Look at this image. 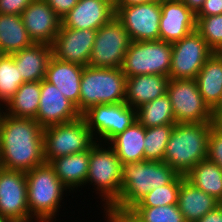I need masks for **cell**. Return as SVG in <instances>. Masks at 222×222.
Segmentation results:
<instances>
[{
  "label": "cell",
  "instance_id": "5",
  "mask_svg": "<svg viewBox=\"0 0 222 222\" xmlns=\"http://www.w3.org/2000/svg\"><path fill=\"white\" fill-rule=\"evenodd\" d=\"M127 77L122 68L85 66L80 83L79 113L98 104L124 103Z\"/></svg>",
  "mask_w": 222,
  "mask_h": 222
},
{
  "label": "cell",
  "instance_id": "36",
  "mask_svg": "<svg viewBox=\"0 0 222 222\" xmlns=\"http://www.w3.org/2000/svg\"><path fill=\"white\" fill-rule=\"evenodd\" d=\"M207 159L222 169V134L212 127L208 136Z\"/></svg>",
  "mask_w": 222,
  "mask_h": 222
},
{
  "label": "cell",
  "instance_id": "32",
  "mask_svg": "<svg viewBox=\"0 0 222 222\" xmlns=\"http://www.w3.org/2000/svg\"><path fill=\"white\" fill-rule=\"evenodd\" d=\"M175 124L145 128V160L163 161L166 146Z\"/></svg>",
  "mask_w": 222,
  "mask_h": 222
},
{
  "label": "cell",
  "instance_id": "30",
  "mask_svg": "<svg viewBox=\"0 0 222 222\" xmlns=\"http://www.w3.org/2000/svg\"><path fill=\"white\" fill-rule=\"evenodd\" d=\"M136 119L145 128L176 124L167 93L137 108Z\"/></svg>",
  "mask_w": 222,
  "mask_h": 222
},
{
  "label": "cell",
  "instance_id": "11",
  "mask_svg": "<svg viewBox=\"0 0 222 222\" xmlns=\"http://www.w3.org/2000/svg\"><path fill=\"white\" fill-rule=\"evenodd\" d=\"M167 95L176 123L211 122L212 110L204 102L195 80L169 79Z\"/></svg>",
  "mask_w": 222,
  "mask_h": 222
},
{
  "label": "cell",
  "instance_id": "23",
  "mask_svg": "<svg viewBox=\"0 0 222 222\" xmlns=\"http://www.w3.org/2000/svg\"><path fill=\"white\" fill-rule=\"evenodd\" d=\"M90 149L53 159L49 164L54 168L63 185L73 193L86 185L89 172ZM79 187V188H78ZM72 190V191H71Z\"/></svg>",
  "mask_w": 222,
  "mask_h": 222
},
{
  "label": "cell",
  "instance_id": "7",
  "mask_svg": "<svg viewBox=\"0 0 222 222\" xmlns=\"http://www.w3.org/2000/svg\"><path fill=\"white\" fill-rule=\"evenodd\" d=\"M85 119H78L43 128L44 160L50 163L58 157L89 150L95 143Z\"/></svg>",
  "mask_w": 222,
  "mask_h": 222
},
{
  "label": "cell",
  "instance_id": "39",
  "mask_svg": "<svg viewBox=\"0 0 222 222\" xmlns=\"http://www.w3.org/2000/svg\"><path fill=\"white\" fill-rule=\"evenodd\" d=\"M54 12L62 19L79 0H45Z\"/></svg>",
  "mask_w": 222,
  "mask_h": 222
},
{
  "label": "cell",
  "instance_id": "9",
  "mask_svg": "<svg viewBox=\"0 0 222 222\" xmlns=\"http://www.w3.org/2000/svg\"><path fill=\"white\" fill-rule=\"evenodd\" d=\"M130 43L129 34L122 23L114 17L97 30L88 66L121 68Z\"/></svg>",
  "mask_w": 222,
  "mask_h": 222
},
{
  "label": "cell",
  "instance_id": "40",
  "mask_svg": "<svg viewBox=\"0 0 222 222\" xmlns=\"http://www.w3.org/2000/svg\"><path fill=\"white\" fill-rule=\"evenodd\" d=\"M222 14V0H205L196 18Z\"/></svg>",
  "mask_w": 222,
  "mask_h": 222
},
{
  "label": "cell",
  "instance_id": "15",
  "mask_svg": "<svg viewBox=\"0 0 222 222\" xmlns=\"http://www.w3.org/2000/svg\"><path fill=\"white\" fill-rule=\"evenodd\" d=\"M97 30L71 29L61 25L52 43V56L56 59L87 66Z\"/></svg>",
  "mask_w": 222,
  "mask_h": 222
},
{
  "label": "cell",
  "instance_id": "33",
  "mask_svg": "<svg viewBox=\"0 0 222 222\" xmlns=\"http://www.w3.org/2000/svg\"><path fill=\"white\" fill-rule=\"evenodd\" d=\"M185 175L179 174L170 184L157 187L133 207H155L177 204L178 192Z\"/></svg>",
  "mask_w": 222,
  "mask_h": 222
},
{
  "label": "cell",
  "instance_id": "21",
  "mask_svg": "<svg viewBox=\"0 0 222 222\" xmlns=\"http://www.w3.org/2000/svg\"><path fill=\"white\" fill-rule=\"evenodd\" d=\"M169 77L144 74L128 77L125 102L134 109L167 93Z\"/></svg>",
  "mask_w": 222,
  "mask_h": 222
},
{
  "label": "cell",
  "instance_id": "42",
  "mask_svg": "<svg viewBox=\"0 0 222 222\" xmlns=\"http://www.w3.org/2000/svg\"><path fill=\"white\" fill-rule=\"evenodd\" d=\"M211 127L216 132L222 134V111H212Z\"/></svg>",
  "mask_w": 222,
  "mask_h": 222
},
{
  "label": "cell",
  "instance_id": "45",
  "mask_svg": "<svg viewBox=\"0 0 222 222\" xmlns=\"http://www.w3.org/2000/svg\"><path fill=\"white\" fill-rule=\"evenodd\" d=\"M212 111H222V97L220 102L217 104V106L214 109H212Z\"/></svg>",
  "mask_w": 222,
  "mask_h": 222
},
{
  "label": "cell",
  "instance_id": "24",
  "mask_svg": "<svg viewBox=\"0 0 222 222\" xmlns=\"http://www.w3.org/2000/svg\"><path fill=\"white\" fill-rule=\"evenodd\" d=\"M218 205H220V202L217 199L198 189L186 178L182 180L178 192L177 206L186 222H197Z\"/></svg>",
  "mask_w": 222,
  "mask_h": 222
},
{
  "label": "cell",
  "instance_id": "31",
  "mask_svg": "<svg viewBox=\"0 0 222 222\" xmlns=\"http://www.w3.org/2000/svg\"><path fill=\"white\" fill-rule=\"evenodd\" d=\"M24 83L12 55L4 54L0 59V107L10 100Z\"/></svg>",
  "mask_w": 222,
  "mask_h": 222
},
{
  "label": "cell",
  "instance_id": "20",
  "mask_svg": "<svg viewBox=\"0 0 222 222\" xmlns=\"http://www.w3.org/2000/svg\"><path fill=\"white\" fill-rule=\"evenodd\" d=\"M84 66L51 57L44 80L55 85L79 112L80 83Z\"/></svg>",
  "mask_w": 222,
  "mask_h": 222
},
{
  "label": "cell",
  "instance_id": "19",
  "mask_svg": "<svg viewBox=\"0 0 222 222\" xmlns=\"http://www.w3.org/2000/svg\"><path fill=\"white\" fill-rule=\"evenodd\" d=\"M115 15L113 0H79L62 18V26L71 29L98 30Z\"/></svg>",
  "mask_w": 222,
  "mask_h": 222
},
{
  "label": "cell",
  "instance_id": "4",
  "mask_svg": "<svg viewBox=\"0 0 222 222\" xmlns=\"http://www.w3.org/2000/svg\"><path fill=\"white\" fill-rule=\"evenodd\" d=\"M27 202L35 222H56L64 193L69 190L57 177L54 168L44 163L26 172ZM57 215V216H56Z\"/></svg>",
  "mask_w": 222,
  "mask_h": 222
},
{
  "label": "cell",
  "instance_id": "29",
  "mask_svg": "<svg viewBox=\"0 0 222 222\" xmlns=\"http://www.w3.org/2000/svg\"><path fill=\"white\" fill-rule=\"evenodd\" d=\"M185 178L206 194L222 202V169L208 159L194 166Z\"/></svg>",
  "mask_w": 222,
  "mask_h": 222
},
{
  "label": "cell",
  "instance_id": "41",
  "mask_svg": "<svg viewBox=\"0 0 222 222\" xmlns=\"http://www.w3.org/2000/svg\"><path fill=\"white\" fill-rule=\"evenodd\" d=\"M197 222H222V205H218L215 209L206 213Z\"/></svg>",
  "mask_w": 222,
  "mask_h": 222
},
{
  "label": "cell",
  "instance_id": "43",
  "mask_svg": "<svg viewBox=\"0 0 222 222\" xmlns=\"http://www.w3.org/2000/svg\"><path fill=\"white\" fill-rule=\"evenodd\" d=\"M162 0H113L114 6H130L146 3L161 2Z\"/></svg>",
  "mask_w": 222,
  "mask_h": 222
},
{
  "label": "cell",
  "instance_id": "14",
  "mask_svg": "<svg viewBox=\"0 0 222 222\" xmlns=\"http://www.w3.org/2000/svg\"><path fill=\"white\" fill-rule=\"evenodd\" d=\"M114 7L131 41L159 40L161 2Z\"/></svg>",
  "mask_w": 222,
  "mask_h": 222
},
{
  "label": "cell",
  "instance_id": "48",
  "mask_svg": "<svg viewBox=\"0 0 222 222\" xmlns=\"http://www.w3.org/2000/svg\"><path fill=\"white\" fill-rule=\"evenodd\" d=\"M218 54L222 57V49L218 51Z\"/></svg>",
  "mask_w": 222,
  "mask_h": 222
},
{
  "label": "cell",
  "instance_id": "27",
  "mask_svg": "<svg viewBox=\"0 0 222 222\" xmlns=\"http://www.w3.org/2000/svg\"><path fill=\"white\" fill-rule=\"evenodd\" d=\"M41 81L24 82L2 107L12 117L35 119L40 103Z\"/></svg>",
  "mask_w": 222,
  "mask_h": 222
},
{
  "label": "cell",
  "instance_id": "16",
  "mask_svg": "<svg viewBox=\"0 0 222 222\" xmlns=\"http://www.w3.org/2000/svg\"><path fill=\"white\" fill-rule=\"evenodd\" d=\"M80 116L76 106L55 85L41 80L40 103L35 120L42 128L68 123Z\"/></svg>",
  "mask_w": 222,
  "mask_h": 222
},
{
  "label": "cell",
  "instance_id": "22",
  "mask_svg": "<svg viewBox=\"0 0 222 222\" xmlns=\"http://www.w3.org/2000/svg\"><path fill=\"white\" fill-rule=\"evenodd\" d=\"M24 82L41 81L45 78L47 65L52 57V46L33 43L11 54Z\"/></svg>",
  "mask_w": 222,
  "mask_h": 222
},
{
  "label": "cell",
  "instance_id": "3",
  "mask_svg": "<svg viewBox=\"0 0 222 222\" xmlns=\"http://www.w3.org/2000/svg\"><path fill=\"white\" fill-rule=\"evenodd\" d=\"M210 130L211 122L176 123L167 143L163 162L178 174H187L199 162L207 159Z\"/></svg>",
  "mask_w": 222,
  "mask_h": 222
},
{
  "label": "cell",
  "instance_id": "46",
  "mask_svg": "<svg viewBox=\"0 0 222 222\" xmlns=\"http://www.w3.org/2000/svg\"><path fill=\"white\" fill-rule=\"evenodd\" d=\"M0 222H10L8 219H5V218H2L1 216H0Z\"/></svg>",
  "mask_w": 222,
  "mask_h": 222
},
{
  "label": "cell",
  "instance_id": "34",
  "mask_svg": "<svg viewBox=\"0 0 222 222\" xmlns=\"http://www.w3.org/2000/svg\"><path fill=\"white\" fill-rule=\"evenodd\" d=\"M142 222H186L177 204L155 207H132Z\"/></svg>",
  "mask_w": 222,
  "mask_h": 222
},
{
  "label": "cell",
  "instance_id": "2",
  "mask_svg": "<svg viewBox=\"0 0 222 222\" xmlns=\"http://www.w3.org/2000/svg\"><path fill=\"white\" fill-rule=\"evenodd\" d=\"M179 174L163 161L143 160L122 165L119 197L109 207L131 209L146 194L170 184Z\"/></svg>",
  "mask_w": 222,
  "mask_h": 222
},
{
  "label": "cell",
  "instance_id": "47",
  "mask_svg": "<svg viewBox=\"0 0 222 222\" xmlns=\"http://www.w3.org/2000/svg\"><path fill=\"white\" fill-rule=\"evenodd\" d=\"M4 56V53L2 52V50L0 49V59Z\"/></svg>",
  "mask_w": 222,
  "mask_h": 222
},
{
  "label": "cell",
  "instance_id": "35",
  "mask_svg": "<svg viewBox=\"0 0 222 222\" xmlns=\"http://www.w3.org/2000/svg\"><path fill=\"white\" fill-rule=\"evenodd\" d=\"M196 31L214 52L222 49V14L196 18Z\"/></svg>",
  "mask_w": 222,
  "mask_h": 222
},
{
  "label": "cell",
  "instance_id": "1",
  "mask_svg": "<svg viewBox=\"0 0 222 222\" xmlns=\"http://www.w3.org/2000/svg\"><path fill=\"white\" fill-rule=\"evenodd\" d=\"M45 163L43 128L35 119L0 114V167L27 172Z\"/></svg>",
  "mask_w": 222,
  "mask_h": 222
},
{
  "label": "cell",
  "instance_id": "8",
  "mask_svg": "<svg viewBox=\"0 0 222 222\" xmlns=\"http://www.w3.org/2000/svg\"><path fill=\"white\" fill-rule=\"evenodd\" d=\"M172 43L166 41H131L122 65L125 76L155 74L169 76Z\"/></svg>",
  "mask_w": 222,
  "mask_h": 222
},
{
  "label": "cell",
  "instance_id": "38",
  "mask_svg": "<svg viewBox=\"0 0 222 222\" xmlns=\"http://www.w3.org/2000/svg\"><path fill=\"white\" fill-rule=\"evenodd\" d=\"M33 0H0L1 14L21 15Z\"/></svg>",
  "mask_w": 222,
  "mask_h": 222
},
{
  "label": "cell",
  "instance_id": "10",
  "mask_svg": "<svg viewBox=\"0 0 222 222\" xmlns=\"http://www.w3.org/2000/svg\"><path fill=\"white\" fill-rule=\"evenodd\" d=\"M95 141L108 143L113 137L130 127L136 119V109L126 102L98 104L81 115Z\"/></svg>",
  "mask_w": 222,
  "mask_h": 222
},
{
  "label": "cell",
  "instance_id": "44",
  "mask_svg": "<svg viewBox=\"0 0 222 222\" xmlns=\"http://www.w3.org/2000/svg\"><path fill=\"white\" fill-rule=\"evenodd\" d=\"M195 15L203 7L205 0H181Z\"/></svg>",
  "mask_w": 222,
  "mask_h": 222
},
{
  "label": "cell",
  "instance_id": "13",
  "mask_svg": "<svg viewBox=\"0 0 222 222\" xmlns=\"http://www.w3.org/2000/svg\"><path fill=\"white\" fill-rule=\"evenodd\" d=\"M0 216L10 222H34L27 202L26 172L0 167Z\"/></svg>",
  "mask_w": 222,
  "mask_h": 222
},
{
  "label": "cell",
  "instance_id": "18",
  "mask_svg": "<svg viewBox=\"0 0 222 222\" xmlns=\"http://www.w3.org/2000/svg\"><path fill=\"white\" fill-rule=\"evenodd\" d=\"M196 30V15L181 0H162L159 40L174 43Z\"/></svg>",
  "mask_w": 222,
  "mask_h": 222
},
{
  "label": "cell",
  "instance_id": "6",
  "mask_svg": "<svg viewBox=\"0 0 222 222\" xmlns=\"http://www.w3.org/2000/svg\"><path fill=\"white\" fill-rule=\"evenodd\" d=\"M107 145L108 147L106 148ZM96 141L90 148L89 172L86 185H93L95 194L104 204L111 206L120 195L122 164L115 150L107 143Z\"/></svg>",
  "mask_w": 222,
  "mask_h": 222
},
{
  "label": "cell",
  "instance_id": "28",
  "mask_svg": "<svg viewBox=\"0 0 222 222\" xmlns=\"http://www.w3.org/2000/svg\"><path fill=\"white\" fill-rule=\"evenodd\" d=\"M32 44L21 15L0 13V49L4 54L11 55Z\"/></svg>",
  "mask_w": 222,
  "mask_h": 222
},
{
  "label": "cell",
  "instance_id": "17",
  "mask_svg": "<svg viewBox=\"0 0 222 222\" xmlns=\"http://www.w3.org/2000/svg\"><path fill=\"white\" fill-rule=\"evenodd\" d=\"M21 19L33 43L52 45L62 25V19L45 0H33Z\"/></svg>",
  "mask_w": 222,
  "mask_h": 222
},
{
  "label": "cell",
  "instance_id": "26",
  "mask_svg": "<svg viewBox=\"0 0 222 222\" xmlns=\"http://www.w3.org/2000/svg\"><path fill=\"white\" fill-rule=\"evenodd\" d=\"M145 127L137 120L123 132L113 137L108 144L115 150L121 164L145 160Z\"/></svg>",
  "mask_w": 222,
  "mask_h": 222
},
{
  "label": "cell",
  "instance_id": "12",
  "mask_svg": "<svg viewBox=\"0 0 222 222\" xmlns=\"http://www.w3.org/2000/svg\"><path fill=\"white\" fill-rule=\"evenodd\" d=\"M213 53L214 51L196 30L172 43L169 79L195 80Z\"/></svg>",
  "mask_w": 222,
  "mask_h": 222
},
{
  "label": "cell",
  "instance_id": "37",
  "mask_svg": "<svg viewBox=\"0 0 222 222\" xmlns=\"http://www.w3.org/2000/svg\"><path fill=\"white\" fill-rule=\"evenodd\" d=\"M102 211L107 222H142L140 218L130 209H119L117 207H106ZM106 211V212H105Z\"/></svg>",
  "mask_w": 222,
  "mask_h": 222
},
{
  "label": "cell",
  "instance_id": "25",
  "mask_svg": "<svg viewBox=\"0 0 222 222\" xmlns=\"http://www.w3.org/2000/svg\"><path fill=\"white\" fill-rule=\"evenodd\" d=\"M204 102L214 109L222 97V57L214 52L195 78Z\"/></svg>",
  "mask_w": 222,
  "mask_h": 222
}]
</instances>
